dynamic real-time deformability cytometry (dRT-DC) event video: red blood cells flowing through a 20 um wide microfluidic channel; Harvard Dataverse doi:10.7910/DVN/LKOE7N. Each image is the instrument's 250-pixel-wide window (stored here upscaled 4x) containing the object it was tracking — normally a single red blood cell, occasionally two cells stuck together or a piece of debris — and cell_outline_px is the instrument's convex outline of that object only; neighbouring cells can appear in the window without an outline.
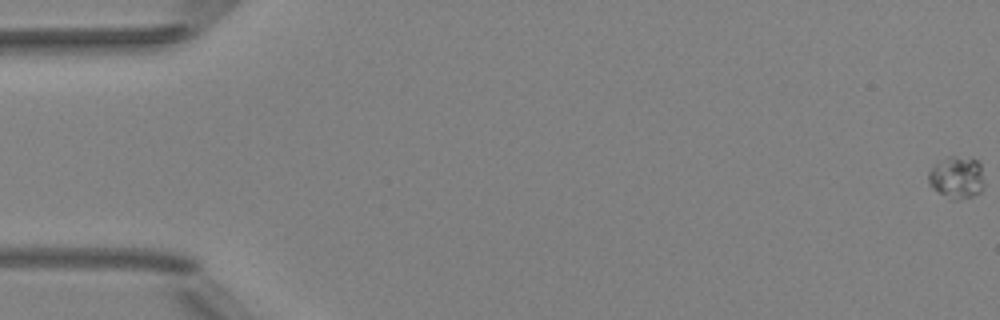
{"species": "Egyptian fruit bat (a non-hibernating species)", "species_latin": "Rousettus aegyptiacus", "temperature_condition": "room temperature", "stored_images_in_passage": 8, "camera_frame_rate_fps": 3000, "um_per_image_px": 0.085, "animal": {"sex": "female"}, "frame": {"image": 1, "passage_image": 1, "time_ms": 0.0, "image_size_px": [1000, 320], "cell_outline_px": [[984, 184], [980, 192], [972, 196], [952, 200], [932, 188], [928, 184], [928, 172], [940, 160], [948, 156], [952, 156], [976, 160], [980, 164]], "centroid_in_image_um": [81.3, 15.09], "position_along_channel_um": 3.7, "area_um2": 13.53}}
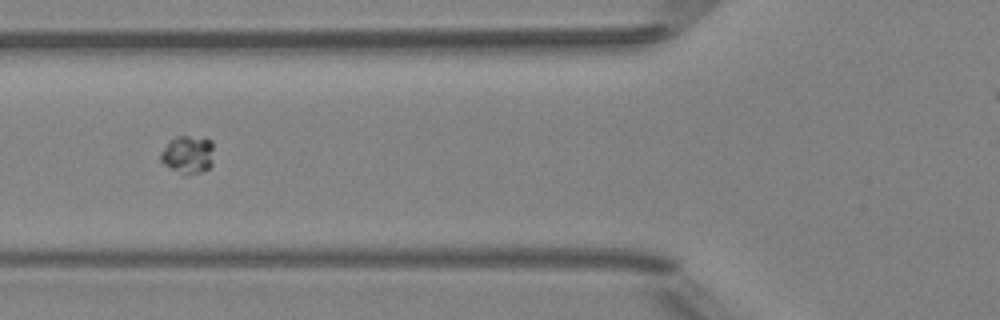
{"frame": {"image": 2, "passage_image": 7, "time_ms": 2.0, "image_size_px": [1000, 320], "cell_outline_px": [[212, 164], [208, 168], [200, 172], [184, 176], [164, 164], [160, 160], [160, 152], [176, 136], [188, 136], [212, 140]], "centroid_in_image_um": [15.96, 13.16], "position_along_channel_um": 109.8, "area_um2": 11.62}}
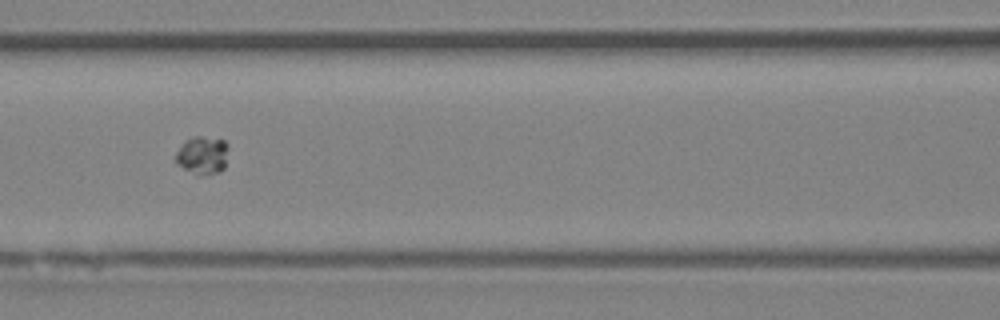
{"frame": {"image": 3, "passage_image": 8, "time_ms": 2.333, "image_size_px": [1000, 320], "cell_outline_px": [[228, 148], [224, 168], [220, 172], [200, 176], [196, 176], [176, 164], [176, 152], [184, 140], [196, 136], [200, 136], [224, 140], [228, 144]], "centroid_in_image_um": [17.2, 13.21], "position_along_channel_um": 149.4, "area_um2": 11.91}}